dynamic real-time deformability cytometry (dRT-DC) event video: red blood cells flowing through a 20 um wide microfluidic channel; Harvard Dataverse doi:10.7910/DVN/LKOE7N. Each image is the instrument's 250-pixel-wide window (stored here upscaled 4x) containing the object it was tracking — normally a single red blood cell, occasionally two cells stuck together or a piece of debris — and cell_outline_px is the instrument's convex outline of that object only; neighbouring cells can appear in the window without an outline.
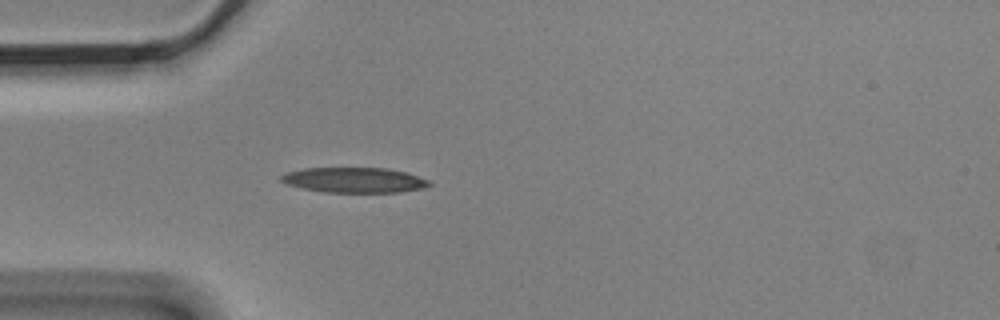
{"species": "Egyptian fruit bat (a non-hibernating species)", "species_latin": "Rousettus aegyptiacus", "temperature_condition": "cold", "stored_images_in_passage": 1, "camera_frame_rate_fps": 3000, "um_per_image_px": 0.085, "animal": {"sex": "male"}, "frame": {"image": 1, "passage_image": 1, "time_ms": 0.0, "image_size_px": [1000, 320], "cell_outline_px": [[432, 184], [424, 188], [400, 192], [324, 192], [304, 188], [288, 184], [280, 180], [280, 176], [284, 172], [304, 168], [388, 168], [404, 172], [432, 180]], "centroid_in_image_um": [30.14, 15.3], "position_along_channel_um": 54.9, "area_um2": 21.79}}